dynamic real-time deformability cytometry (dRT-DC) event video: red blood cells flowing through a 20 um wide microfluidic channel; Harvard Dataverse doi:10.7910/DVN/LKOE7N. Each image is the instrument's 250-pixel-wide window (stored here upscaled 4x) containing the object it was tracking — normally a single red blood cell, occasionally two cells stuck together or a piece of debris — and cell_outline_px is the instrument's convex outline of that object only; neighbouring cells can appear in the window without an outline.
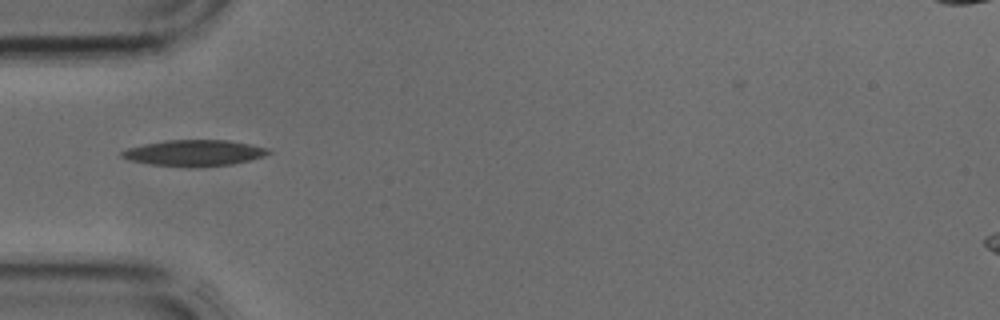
{"species": "common noctule bat (a hibernating species)", "species_latin": "Nyctalus noctula", "temperature_condition": "cold", "stored_images_in_passage": 2, "camera_frame_rate_fps": 3000, "um_per_image_px": 0.085, "animal": {"sex": "male", "body_mass_g": 17.9, "forearm_length_mm": 54.2}, "frame": {"image": 1, "passage_image": 2, "time_ms": 0.333, "image_size_px": [1000, 320], "cell_outline_px": [[272, 152], [264, 156], [232, 164], [152, 164], [128, 160], [120, 156], [120, 152], [128, 148], [144, 144], [168, 140], [228, 140], [252, 144], [268, 148]], "centroid_in_image_um": [16.53, 12.95], "position_along_channel_um": 68.5, "area_um2": 21.21}}